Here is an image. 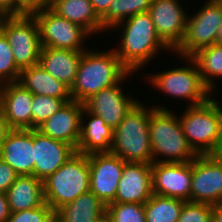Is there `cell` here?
I'll use <instances>...</instances> for the list:
<instances>
[{"mask_svg": "<svg viewBox=\"0 0 222 222\" xmlns=\"http://www.w3.org/2000/svg\"><path fill=\"white\" fill-rule=\"evenodd\" d=\"M130 74L114 50L93 52L86 49L82 53L75 81L70 88L71 98L84 103L102 89L127 79Z\"/></svg>", "mask_w": 222, "mask_h": 222, "instance_id": "1", "label": "cell"}, {"mask_svg": "<svg viewBox=\"0 0 222 222\" xmlns=\"http://www.w3.org/2000/svg\"><path fill=\"white\" fill-rule=\"evenodd\" d=\"M119 26L123 27V38L119 46L121 49L117 48L114 51L131 73L148 64L161 49H170L157 35L149 12L133 15L112 29Z\"/></svg>", "mask_w": 222, "mask_h": 222, "instance_id": "2", "label": "cell"}, {"mask_svg": "<svg viewBox=\"0 0 222 222\" xmlns=\"http://www.w3.org/2000/svg\"><path fill=\"white\" fill-rule=\"evenodd\" d=\"M154 107L155 109L151 112L149 121L153 163L193 161L198 155L188 144L180 125L179 117L173 111L171 112L169 108L165 109L160 105ZM157 156H164L165 158L158 159Z\"/></svg>", "mask_w": 222, "mask_h": 222, "instance_id": "3", "label": "cell"}, {"mask_svg": "<svg viewBox=\"0 0 222 222\" xmlns=\"http://www.w3.org/2000/svg\"><path fill=\"white\" fill-rule=\"evenodd\" d=\"M154 109L140 101L130 109L114 129L111 153L125 162L153 163L149 121Z\"/></svg>", "mask_w": 222, "mask_h": 222, "instance_id": "4", "label": "cell"}, {"mask_svg": "<svg viewBox=\"0 0 222 222\" xmlns=\"http://www.w3.org/2000/svg\"><path fill=\"white\" fill-rule=\"evenodd\" d=\"M43 188L45 202L54 212L90 191L88 155L76 151L58 170L43 180Z\"/></svg>", "mask_w": 222, "mask_h": 222, "instance_id": "5", "label": "cell"}, {"mask_svg": "<svg viewBox=\"0 0 222 222\" xmlns=\"http://www.w3.org/2000/svg\"><path fill=\"white\" fill-rule=\"evenodd\" d=\"M179 118L188 144L197 155H211L222 133V107L211 98L198 106H188Z\"/></svg>", "mask_w": 222, "mask_h": 222, "instance_id": "6", "label": "cell"}, {"mask_svg": "<svg viewBox=\"0 0 222 222\" xmlns=\"http://www.w3.org/2000/svg\"><path fill=\"white\" fill-rule=\"evenodd\" d=\"M0 30L8 39L20 71L39 64L42 45L38 24L31 13L0 15Z\"/></svg>", "mask_w": 222, "mask_h": 222, "instance_id": "7", "label": "cell"}, {"mask_svg": "<svg viewBox=\"0 0 222 222\" xmlns=\"http://www.w3.org/2000/svg\"><path fill=\"white\" fill-rule=\"evenodd\" d=\"M185 60L190 62L189 67L186 65L152 74L148 76L149 82L170 97L190 100L188 106H198L207 102L213 94L203 83L196 62L191 57H185Z\"/></svg>", "mask_w": 222, "mask_h": 222, "instance_id": "8", "label": "cell"}, {"mask_svg": "<svg viewBox=\"0 0 222 222\" xmlns=\"http://www.w3.org/2000/svg\"><path fill=\"white\" fill-rule=\"evenodd\" d=\"M30 13L38 24L42 47L85 51L82 44L90 34L83 27L59 16L48 5L34 6Z\"/></svg>", "mask_w": 222, "mask_h": 222, "instance_id": "9", "label": "cell"}, {"mask_svg": "<svg viewBox=\"0 0 222 222\" xmlns=\"http://www.w3.org/2000/svg\"><path fill=\"white\" fill-rule=\"evenodd\" d=\"M222 23V0H207L193 16L187 15L185 36L173 53L191 57L198 50L216 44Z\"/></svg>", "mask_w": 222, "mask_h": 222, "instance_id": "10", "label": "cell"}, {"mask_svg": "<svg viewBox=\"0 0 222 222\" xmlns=\"http://www.w3.org/2000/svg\"><path fill=\"white\" fill-rule=\"evenodd\" d=\"M90 168V192L106 206L115 200L124 169L123 161L111 152L88 154Z\"/></svg>", "mask_w": 222, "mask_h": 222, "instance_id": "11", "label": "cell"}, {"mask_svg": "<svg viewBox=\"0 0 222 222\" xmlns=\"http://www.w3.org/2000/svg\"><path fill=\"white\" fill-rule=\"evenodd\" d=\"M190 201L222 203V161L212 155H198L192 161Z\"/></svg>", "mask_w": 222, "mask_h": 222, "instance_id": "12", "label": "cell"}, {"mask_svg": "<svg viewBox=\"0 0 222 222\" xmlns=\"http://www.w3.org/2000/svg\"><path fill=\"white\" fill-rule=\"evenodd\" d=\"M179 0H152L149 14L159 38L174 51L182 42L187 13Z\"/></svg>", "mask_w": 222, "mask_h": 222, "instance_id": "13", "label": "cell"}, {"mask_svg": "<svg viewBox=\"0 0 222 222\" xmlns=\"http://www.w3.org/2000/svg\"><path fill=\"white\" fill-rule=\"evenodd\" d=\"M152 192L157 195L190 201L192 161L151 164Z\"/></svg>", "mask_w": 222, "mask_h": 222, "instance_id": "14", "label": "cell"}, {"mask_svg": "<svg viewBox=\"0 0 222 222\" xmlns=\"http://www.w3.org/2000/svg\"><path fill=\"white\" fill-rule=\"evenodd\" d=\"M121 83L122 81L102 89L84 102V106L91 113L101 116L112 129H115L130 109L139 102L138 99L135 100L130 96L128 97L122 91Z\"/></svg>", "mask_w": 222, "mask_h": 222, "instance_id": "15", "label": "cell"}, {"mask_svg": "<svg viewBox=\"0 0 222 222\" xmlns=\"http://www.w3.org/2000/svg\"><path fill=\"white\" fill-rule=\"evenodd\" d=\"M84 103L71 100L44 121L37 130L43 135L70 144L75 150L80 139Z\"/></svg>", "mask_w": 222, "mask_h": 222, "instance_id": "16", "label": "cell"}, {"mask_svg": "<svg viewBox=\"0 0 222 222\" xmlns=\"http://www.w3.org/2000/svg\"><path fill=\"white\" fill-rule=\"evenodd\" d=\"M76 150L63 141L55 140L34 129L33 176L42 181L58 170Z\"/></svg>", "mask_w": 222, "mask_h": 222, "instance_id": "17", "label": "cell"}, {"mask_svg": "<svg viewBox=\"0 0 222 222\" xmlns=\"http://www.w3.org/2000/svg\"><path fill=\"white\" fill-rule=\"evenodd\" d=\"M152 195L151 164L126 162L113 202L144 204Z\"/></svg>", "mask_w": 222, "mask_h": 222, "instance_id": "18", "label": "cell"}, {"mask_svg": "<svg viewBox=\"0 0 222 222\" xmlns=\"http://www.w3.org/2000/svg\"><path fill=\"white\" fill-rule=\"evenodd\" d=\"M0 158L19 176L33 175L34 129H12L1 144Z\"/></svg>", "mask_w": 222, "mask_h": 222, "instance_id": "19", "label": "cell"}, {"mask_svg": "<svg viewBox=\"0 0 222 222\" xmlns=\"http://www.w3.org/2000/svg\"><path fill=\"white\" fill-rule=\"evenodd\" d=\"M2 113L11 129H32L33 94L18 82L1 85Z\"/></svg>", "mask_w": 222, "mask_h": 222, "instance_id": "20", "label": "cell"}, {"mask_svg": "<svg viewBox=\"0 0 222 222\" xmlns=\"http://www.w3.org/2000/svg\"><path fill=\"white\" fill-rule=\"evenodd\" d=\"M85 115L90 117L87 123L84 121ZM113 134L114 129L108 126L101 116L91 113L84 106L81 115L80 139L76 151L86 155L111 152Z\"/></svg>", "mask_w": 222, "mask_h": 222, "instance_id": "21", "label": "cell"}, {"mask_svg": "<svg viewBox=\"0 0 222 222\" xmlns=\"http://www.w3.org/2000/svg\"><path fill=\"white\" fill-rule=\"evenodd\" d=\"M83 51L42 47L39 64L56 80L72 87Z\"/></svg>", "mask_w": 222, "mask_h": 222, "instance_id": "22", "label": "cell"}, {"mask_svg": "<svg viewBox=\"0 0 222 222\" xmlns=\"http://www.w3.org/2000/svg\"><path fill=\"white\" fill-rule=\"evenodd\" d=\"M10 212L37 208L45 203L43 181L33 175H21L6 192Z\"/></svg>", "mask_w": 222, "mask_h": 222, "instance_id": "23", "label": "cell"}, {"mask_svg": "<svg viewBox=\"0 0 222 222\" xmlns=\"http://www.w3.org/2000/svg\"><path fill=\"white\" fill-rule=\"evenodd\" d=\"M107 206L88 191L55 212V222H99L106 216Z\"/></svg>", "mask_w": 222, "mask_h": 222, "instance_id": "24", "label": "cell"}, {"mask_svg": "<svg viewBox=\"0 0 222 222\" xmlns=\"http://www.w3.org/2000/svg\"><path fill=\"white\" fill-rule=\"evenodd\" d=\"M48 6L59 16L83 27L91 36L102 32L101 18L90 0H52Z\"/></svg>", "mask_w": 222, "mask_h": 222, "instance_id": "25", "label": "cell"}, {"mask_svg": "<svg viewBox=\"0 0 222 222\" xmlns=\"http://www.w3.org/2000/svg\"><path fill=\"white\" fill-rule=\"evenodd\" d=\"M18 83L32 94L71 98L70 88L56 80L40 64L21 70Z\"/></svg>", "mask_w": 222, "mask_h": 222, "instance_id": "26", "label": "cell"}, {"mask_svg": "<svg viewBox=\"0 0 222 222\" xmlns=\"http://www.w3.org/2000/svg\"><path fill=\"white\" fill-rule=\"evenodd\" d=\"M191 58L196 62L205 86L213 92V78L222 77V45L213 44L198 50ZM212 78V79H211Z\"/></svg>", "mask_w": 222, "mask_h": 222, "instance_id": "27", "label": "cell"}, {"mask_svg": "<svg viewBox=\"0 0 222 222\" xmlns=\"http://www.w3.org/2000/svg\"><path fill=\"white\" fill-rule=\"evenodd\" d=\"M185 200L154 194L144 203L146 222H177Z\"/></svg>", "mask_w": 222, "mask_h": 222, "instance_id": "28", "label": "cell"}, {"mask_svg": "<svg viewBox=\"0 0 222 222\" xmlns=\"http://www.w3.org/2000/svg\"><path fill=\"white\" fill-rule=\"evenodd\" d=\"M152 0H113L108 12L101 18L102 31L138 13L148 12Z\"/></svg>", "mask_w": 222, "mask_h": 222, "instance_id": "29", "label": "cell"}, {"mask_svg": "<svg viewBox=\"0 0 222 222\" xmlns=\"http://www.w3.org/2000/svg\"><path fill=\"white\" fill-rule=\"evenodd\" d=\"M72 98H54L46 95L33 94L32 100V129H37L44 121L57 112Z\"/></svg>", "mask_w": 222, "mask_h": 222, "instance_id": "30", "label": "cell"}, {"mask_svg": "<svg viewBox=\"0 0 222 222\" xmlns=\"http://www.w3.org/2000/svg\"><path fill=\"white\" fill-rule=\"evenodd\" d=\"M106 216L111 222H146L144 204L112 202L107 205Z\"/></svg>", "mask_w": 222, "mask_h": 222, "instance_id": "31", "label": "cell"}, {"mask_svg": "<svg viewBox=\"0 0 222 222\" xmlns=\"http://www.w3.org/2000/svg\"><path fill=\"white\" fill-rule=\"evenodd\" d=\"M20 70L18 69L12 48L5 34L0 30V85L18 82Z\"/></svg>", "mask_w": 222, "mask_h": 222, "instance_id": "32", "label": "cell"}, {"mask_svg": "<svg viewBox=\"0 0 222 222\" xmlns=\"http://www.w3.org/2000/svg\"><path fill=\"white\" fill-rule=\"evenodd\" d=\"M213 205L185 201L177 222H212Z\"/></svg>", "mask_w": 222, "mask_h": 222, "instance_id": "33", "label": "cell"}, {"mask_svg": "<svg viewBox=\"0 0 222 222\" xmlns=\"http://www.w3.org/2000/svg\"><path fill=\"white\" fill-rule=\"evenodd\" d=\"M6 222H55V212L45 202L37 208L11 212Z\"/></svg>", "mask_w": 222, "mask_h": 222, "instance_id": "34", "label": "cell"}, {"mask_svg": "<svg viewBox=\"0 0 222 222\" xmlns=\"http://www.w3.org/2000/svg\"><path fill=\"white\" fill-rule=\"evenodd\" d=\"M32 8L29 0H0V15H23Z\"/></svg>", "mask_w": 222, "mask_h": 222, "instance_id": "35", "label": "cell"}, {"mask_svg": "<svg viewBox=\"0 0 222 222\" xmlns=\"http://www.w3.org/2000/svg\"><path fill=\"white\" fill-rule=\"evenodd\" d=\"M19 175L0 158V192L6 193Z\"/></svg>", "mask_w": 222, "mask_h": 222, "instance_id": "36", "label": "cell"}, {"mask_svg": "<svg viewBox=\"0 0 222 222\" xmlns=\"http://www.w3.org/2000/svg\"><path fill=\"white\" fill-rule=\"evenodd\" d=\"M112 1L113 0H90V2L92 3L93 8H94L96 14L100 18H102L108 12L110 3Z\"/></svg>", "mask_w": 222, "mask_h": 222, "instance_id": "37", "label": "cell"}, {"mask_svg": "<svg viewBox=\"0 0 222 222\" xmlns=\"http://www.w3.org/2000/svg\"><path fill=\"white\" fill-rule=\"evenodd\" d=\"M10 213L6 193L0 192V222H6Z\"/></svg>", "mask_w": 222, "mask_h": 222, "instance_id": "38", "label": "cell"}, {"mask_svg": "<svg viewBox=\"0 0 222 222\" xmlns=\"http://www.w3.org/2000/svg\"><path fill=\"white\" fill-rule=\"evenodd\" d=\"M12 129L10 128L8 122L6 121L3 113H0V147L3 141L6 139L7 135Z\"/></svg>", "mask_w": 222, "mask_h": 222, "instance_id": "39", "label": "cell"}, {"mask_svg": "<svg viewBox=\"0 0 222 222\" xmlns=\"http://www.w3.org/2000/svg\"><path fill=\"white\" fill-rule=\"evenodd\" d=\"M212 222H222V203L213 205Z\"/></svg>", "mask_w": 222, "mask_h": 222, "instance_id": "40", "label": "cell"}, {"mask_svg": "<svg viewBox=\"0 0 222 222\" xmlns=\"http://www.w3.org/2000/svg\"><path fill=\"white\" fill-rule=\"evenodd\" d=\"M211 155L217 160L222 161V133H221L219 142L217 144V147L215 148V150L213 151Z\"/></svg>", "mask_w": 222, "mask_h": 222, "instance_id": "41", "label": "cell"}, {"mask_svg": "<svg viewBox=\"0 0 222 222\" xmlns=\"http://www.w3.org/2000/svg\"><path fill=\"white\" fill-rule=\"evenodd\" d=\"M216 44L222 45V23L219 26V29L216 35Z\"/></svg>", "mask_w": 222, "mask_h": 222, "instance_id": "42", "label": "cell"}, {"mask_svg": "<svg viewBox=\"0 0 222 222\" xmlns=\"http://www.w3.org/2000/svg\"><path fill=\"white\" fill-rule=\"evenodd\" d=\"M52 0H34V6L48 5Z\"/></svg>", "mask_w": 222, "mask_h": 222, "instance_id": "43", "label": "cell"}, {"mask_svg": "<svg viewBox=\"0 0 222 222\" xmlns=\"http://www.w3.org/2000/svg\"><path fill=\"white\" fill-rule=\"evenodd\" d=\"M2 112V92H1V85H0V113Z\"/></svg>", "mask_w": 222, "mask_h": 222, "instance_id": "44", "label": "cell"}, {"mask_svg": "<svg viewBox=\"0 0 222 222\" xmlns=\"http://www.w3.org/2000/svg\"><path fill=\"white\" fill-rule=\"evenodd\" d=\"M99 222H111V221L107 216H105Z\"/></svg>", "mask_w": 222, "mask_h": 222, "instance_id": "45", "label": "cell"}, {"mask_svg": "<svg viewBox=\"0 0 222 222\" xmlns=\"http://www.w3.org/2000/svg\"><path fill=\"white\" fill-rule=\"evenodd\" d=\"M31 2V5L34 7V0H29Z\"/></svg>", "mask_w": 222, "mask_h": 222, "instance_id": "46", "label": "cell"}]
</instances>
